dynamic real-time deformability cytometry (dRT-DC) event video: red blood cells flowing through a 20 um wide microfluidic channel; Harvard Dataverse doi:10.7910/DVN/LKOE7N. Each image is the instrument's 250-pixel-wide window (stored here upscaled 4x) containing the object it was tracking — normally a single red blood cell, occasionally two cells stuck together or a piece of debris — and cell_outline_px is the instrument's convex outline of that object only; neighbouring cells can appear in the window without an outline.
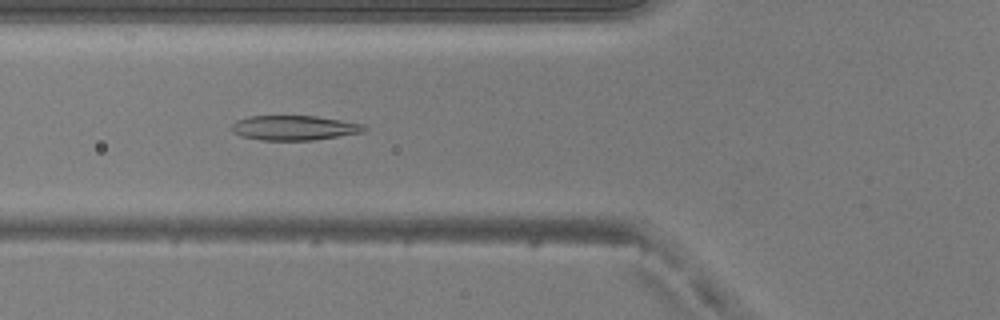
{"species": "common noctule bat (a hibernating species)", "species_latin": "Nyctalus noctula", "temperature_condition": "warm", "stored_images_in_passage": 48, "camera_frame_rate_fps": 3000, "um_per_image_px": 0.085, "animal": {"sex": "male", "body_mass_g": 20.5, "forearm_length_mm": 52.5}, "frame": {"image": 1, "passage_image": 18, "time_ms": 5.667, "image_size_px": [1000, 320], "cell_outline_px": [[368, 128], [364, 132], [312, 140], [260, 140], [240, 136], [232, 132], [228, 128], [236, 120], [248, 116], [316, 116], [364, 124]], "centroid_in_image_um": [24.96, 10.86], "position_along_channel_um": 100.8, "area_um2": 19.25}}
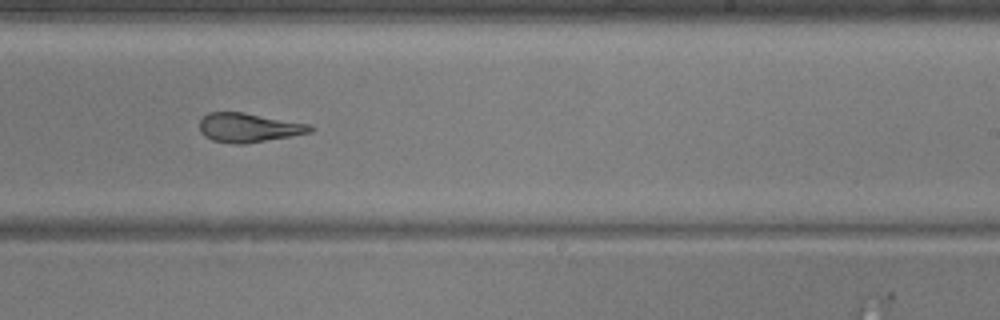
{"frame": {"image": 2, "passage_image": 30, "time_ms": 9.667, "image_size_px": [1000, 320], "cell_outline_px": [[316, 128], [312, 132], [292, 136], [244, 144], [232, 144], [212, 140], [204, 136], [200, 132], [200, 120], [208, 112], [244, 112], [308, 124]], "centroid_in_image_um": [21.13, 10.85], "position_along_channel_um": 267.9, "area_um2": 18.84}}
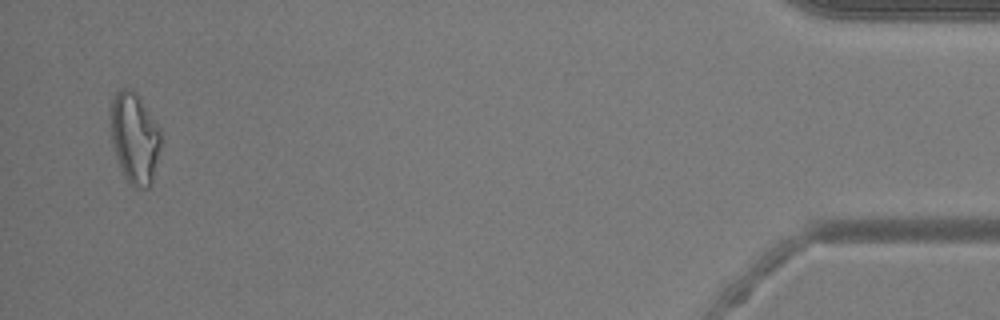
{"frame": {"image": 3, "passage_image": 47, "time_ms": 15.333, "image_size_px": [1000, 320], "cell_outline_px": [[160, 148], [152, 184], [148, 188], [136, 188], [124, 176], [112, 144], [108, 128], [112, 100], [116, 92], [120, 88], [132, 88], [156, 124], [160, 132]], "centroid_in_image_um": [11.4, 11.73], "position_along_channel_um": 423.8, "area_um2": 26.47}, "authors_computed_cell_mechanics": {"area_um2": 21.0392, "velocity_mm_per_s": 4.1725, "shape_relaxation_time_tau1_ms": 10.2603, "shape_relaxation_time_tau2_ms": 1.4729, "deformation_change_tau1": 0.2927, "deformation_change_tau2": 0.108}}